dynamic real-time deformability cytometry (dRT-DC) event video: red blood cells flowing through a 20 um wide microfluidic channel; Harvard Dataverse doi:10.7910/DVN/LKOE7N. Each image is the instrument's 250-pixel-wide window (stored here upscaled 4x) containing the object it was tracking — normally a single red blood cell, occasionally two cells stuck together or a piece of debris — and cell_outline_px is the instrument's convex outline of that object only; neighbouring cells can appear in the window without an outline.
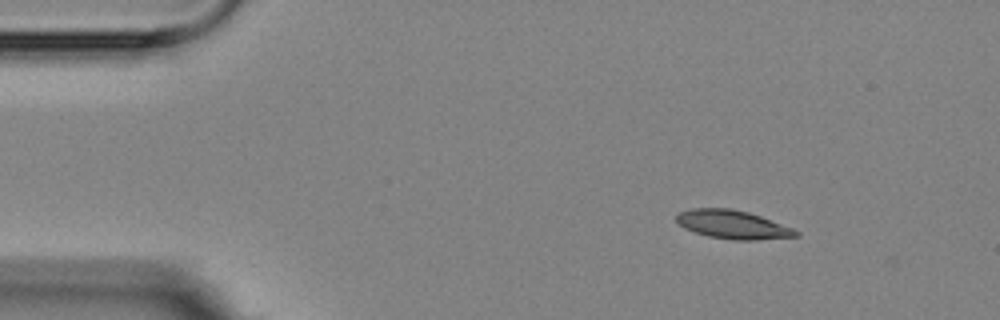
{"species": "Egyptian fruit bat (a non-hibernating species)", "species_latin": "Rousettus aegyptiacus", "temperature_condition": "room temperature", "stored_images_in_passage": 16, "camera_frame_rate_fps": 3000, "um_per_image_px": 0.085, "animal": {"sex": "female"}, "frame": {"image": 1, "passage_image": 2, "time_ms": 1.0, "image_size_px": [1000, 320], "cell_outline_px": [[800, 236], [756, 240], [736, 240], [708, 236], [684, 228], [676, 220], [676, 216], [680, 212], [692, 208], [728, 208], [748, 212], [760, 216], [792, 228], [800, 232]], "centroid_in_image_um": [62.29, 19.09], "position_along_channel_um": 22.7, "area_um2": 19.65}}
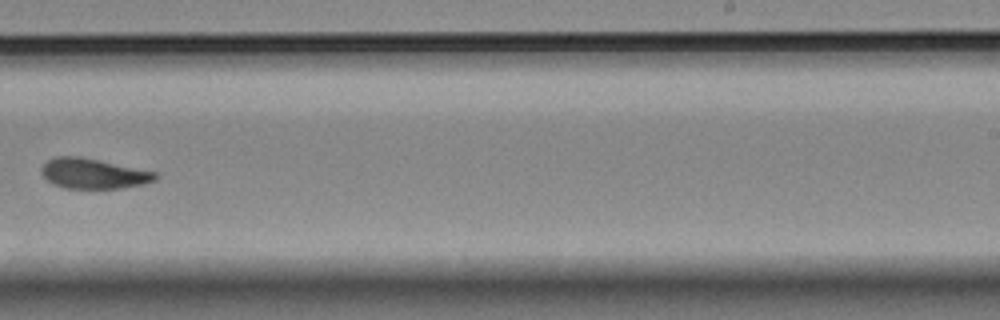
{"frame": {"image": 2, "passage_image": 10, "time_ms": 10.333, "image_size_px": [1000, 320], "cell_outline_px": [[156, 180], [144, 184], [120, 188], [64, 188], [52, 184], [40, 172], [40, 168], [48, 160], [56, 156], [80, 156], [100, 160], [156, 172]], "centroid_in_image_um": [7.91, 14.75], "position_along_channel_um": 281.1, "area_um2": 20.0}}
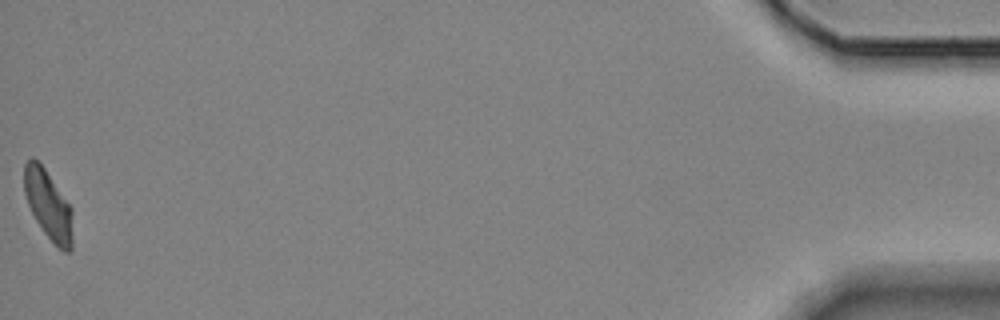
{"frame": {"image": 3, "passage_image": 16, "time_ms": 17.333, "image_size_px": [1000, 320], "cell_outline_px": [[72, 248], [68, 252], [64, 252], [44, 232], [36, 220], [28, 204], [24, 192], [24, 164], [32, 156], [44, 168], [72, 208]], "centroid_in_image_um": [4.1, 17.41], "position_along_channel_um": 431.1, "area_um2": 19.19}}